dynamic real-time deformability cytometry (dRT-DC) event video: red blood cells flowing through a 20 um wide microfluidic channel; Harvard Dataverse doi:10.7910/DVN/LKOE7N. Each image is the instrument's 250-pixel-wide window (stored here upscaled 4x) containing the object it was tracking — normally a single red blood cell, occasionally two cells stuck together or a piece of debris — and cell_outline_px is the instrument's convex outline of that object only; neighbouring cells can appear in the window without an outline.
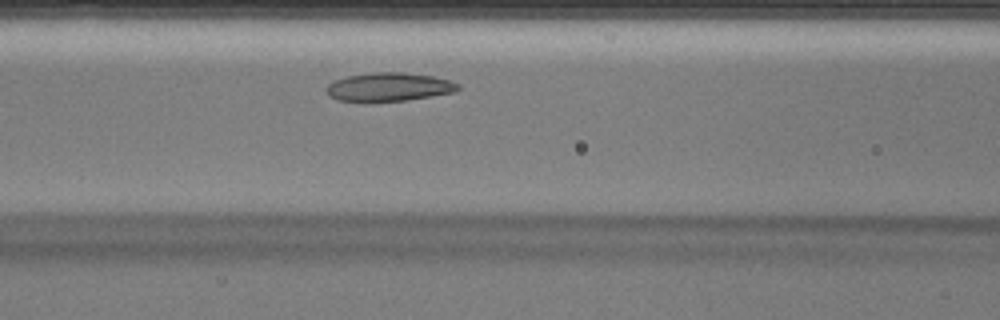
{"species": "Egyptian fruit bat (a non-hibernating species)", "species_latin": "Rousettus aegyptiacus", "temperature_condition": "warm", "stored_images_in_passage": 28, "camera_frame_rate_fps": 3000, "um_per_image_px": 0.085, "animal": {"sex": "male"}, "frame": {"image": 1, "passage_image": 9, "time_ms": 2.667, "image_size_px": [1000, 320], "cell_outline_px": [[460, 88], [456, 92], [408, 100], [364, 104], [340, 100], [328, 96], [328, 84], [336, 80], [348, 76], [376, 72], [404, 72], [432, 76], [448, 80], [460, 84]], "centroid_in_image_um": [33.06, 7.43], "position_along_channel_um": 133.5, "area_um2": 22.37}}
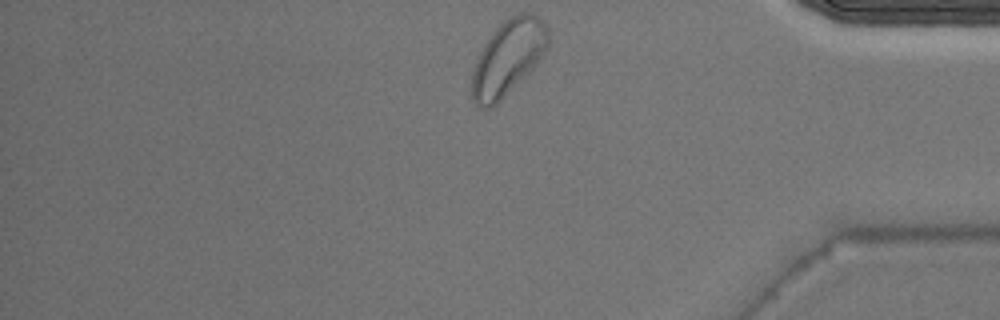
{"frame": {"image": 2, "passage_image": 28, "time_ms": 9.0, "image_size_px": [1000, 320], "cell_outline_px": [[548, 48], [540, 60], [492, 108], [488, 108], [476, 104], [472, 100], [472, 72], [476, 60], [484, 44], [496, 28], [508, 16], [520, 12], [532, 12], [548, 28]], "centroid_in_image_um": [43.18, 4.86], "position_along_channel_um": 392.0, "area_um2": 33.0}}